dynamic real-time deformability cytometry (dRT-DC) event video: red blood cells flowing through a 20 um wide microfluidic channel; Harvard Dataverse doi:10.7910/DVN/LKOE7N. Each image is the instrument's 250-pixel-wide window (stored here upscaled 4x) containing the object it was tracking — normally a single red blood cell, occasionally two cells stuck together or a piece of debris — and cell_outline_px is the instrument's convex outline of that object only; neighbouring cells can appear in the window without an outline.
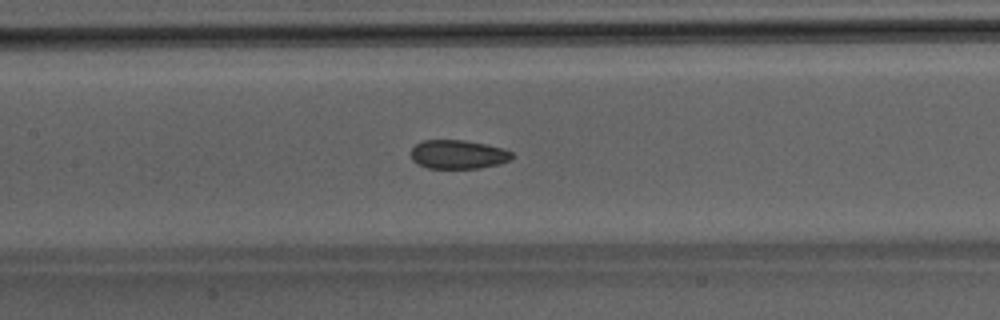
{"species": "Egyptian fruit bat (a non-hibernating species)", "species_latin": "Rousettus aegyptiacus", "temperature_condition": "room temperature", "stored_images_in_passage": 45, "camera_frame_rate_fps": 3000, "um_per_image_px": 0.085, "animal": {"sex": "male"}, "frame": {"image": 1, "passage_image": 19, "time_ms": 6.0, "image_size_px": [1000, 320], "cell_outline_px": [[512, 156], [508, 160], [500, 164], [480, 168], [428, 168], [416, 164], [412, 160], [412, 148], [416, 144], [424, 140], [464, 140], [504, 148], [512, 152]], "centroid_in_image_um": [38.93, 13.13], "position_along_channel_um": 168.5, "area_um2": 16.94}}
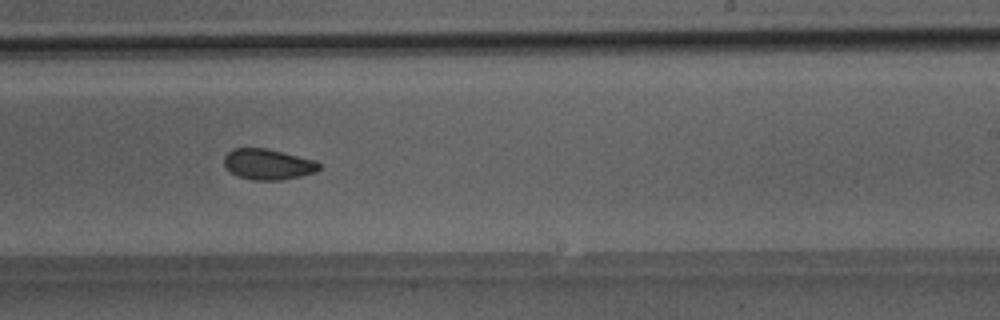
{"frame": {"image": 2, "passage_image": 26, "time_ms": 8.333, "image_size_px": [1000, 320], "cell_outline_px": [[320, 168], [316, 172], [300, 176], [280, 180], [252, 180], [236, 176], [224, 168], [224, 156], [232, 148], [268, 148], [316, 160], [320, 164]], "centroid_in_image_um": [22.75, 13.96], "position_along_channel_um": 266.2, "area_um2": 17.28}}
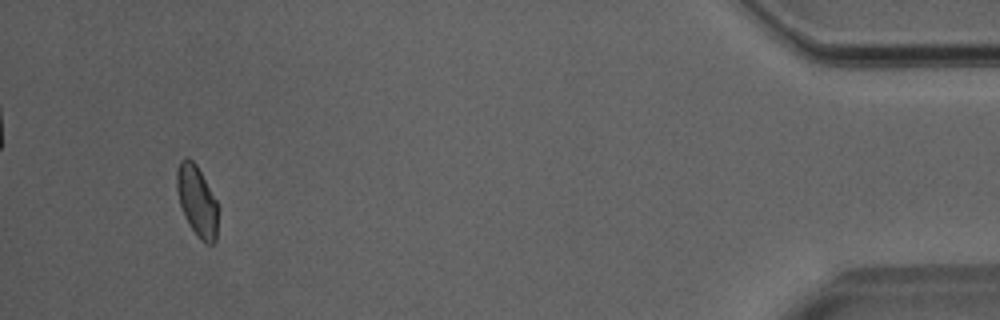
{"frame": {"image": 3, "passage_image": 42, "time_ms": 13.667, "image_size_px": [1000, 320], "cell_outline_px": [[216, 240], [212, 244], [208, 244], [200, 240], [188, 224], [184, 216], [180, 204], [176, 188], [176, 172], [180, 160], [184, 156], [192, 160], [196, 164], [216, 200]], "centroid_in_image_um": [16.7, 17.06], "position_along_channel_um": 418.5, "area_um2": 16.76}}